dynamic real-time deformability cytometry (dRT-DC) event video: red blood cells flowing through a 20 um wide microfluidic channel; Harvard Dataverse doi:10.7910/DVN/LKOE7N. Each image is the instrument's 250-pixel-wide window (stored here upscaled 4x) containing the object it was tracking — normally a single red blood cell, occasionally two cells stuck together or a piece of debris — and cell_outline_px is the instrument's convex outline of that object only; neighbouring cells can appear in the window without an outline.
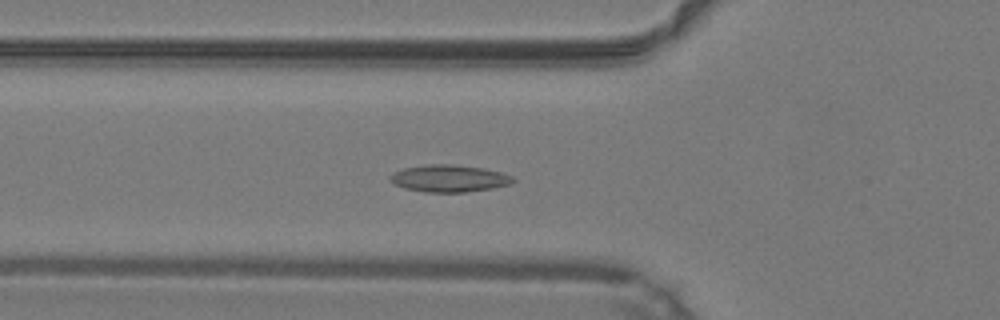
{"species": "common noctule bat (a hibernating species)", "species_latin": "Nyctalus noctula", "temperature_condition": "warm", "stored_images_in_passage": 46, "camera_frame_rate_fps": 3000, "um_per_image_px": 0.085, "animal": {"sex": "male", "body_mass_g": 19.2, "forearm_length_mm": 51.8}, "frame": {"image": 1, "passage_image": 15, "time_ms": 4.667, "image_size_px": [1000, 320], "cell_outline_px": [[516, 180], [508, 184], [492, 188], [464, 192], [424, 192], [404, 188], [388, 180], [388, 176], [392, 172], [404, 168], [428, 164], [452, 164], [484, 168], [500, 172], [512, 176]], "centroid_in_image_um": [38.13, 15.16], "position_along_channel_um": 87.7, "area_um2": 19.42}}
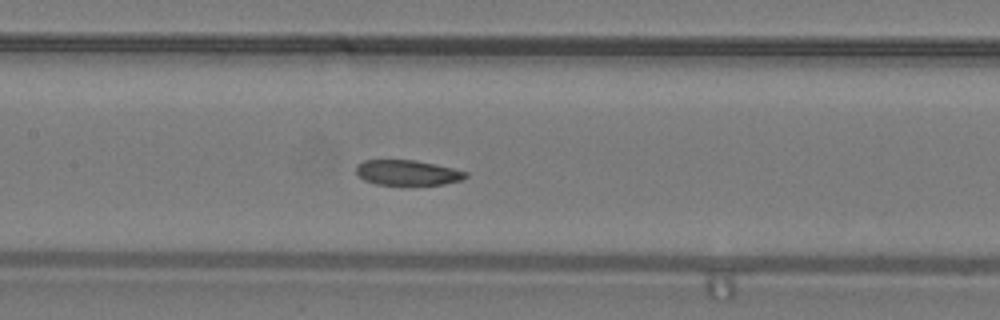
{"frame": {"image": 2, "passage_image": 21, "time_ms": 6.667, "image_size_px": [1000, 320], "cell_outline_px": [[468, 176], [460, 180], [444, 184], [376, 184], [364, 180], [356, 172], [356, 164], [364, 160], [416, 160], [452, 168], [468, 172]], "centroid_in_image_um": [34.62, 14.66], "position_along_channel_um": 172.8, "area_um2": 15.9}}
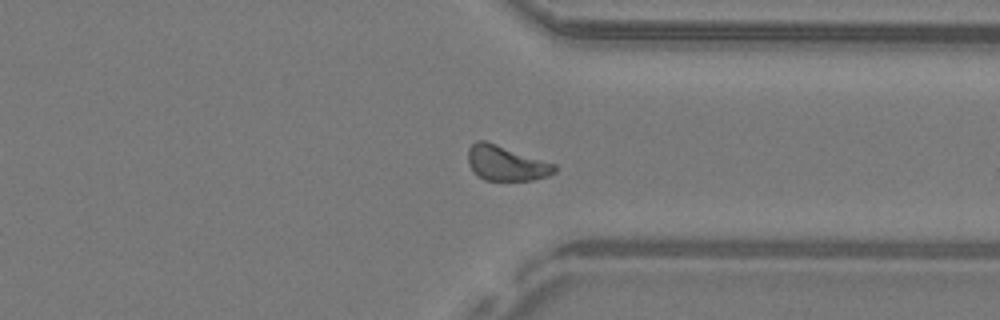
{"frame": {"image": 3, "passage_image": 35, "time_ms": 11.333, "image_size_px": [1000, 320], "cell_outline_px": [[556, 172], [548, 176], [532, 180], [484, 180], [468, 164], [468, 148], [476, 140], [484, 140], [556, 164]], "centroid_in_image_um": [43.03, 13.87], "position_along_channel_um": 368.4, "area_um2": 17.46}, "authors_computed_cell_mechanics": {"area_um2": 17.5712, "velocity_mm_per_s": 4.2114, "shape_relaxation_time_tau1_ms": null, "shape_relaxation_time_tau2_ms": 3.558, "deformation_change_tau1": null, "deformation_change_tau2": 0.0916}}